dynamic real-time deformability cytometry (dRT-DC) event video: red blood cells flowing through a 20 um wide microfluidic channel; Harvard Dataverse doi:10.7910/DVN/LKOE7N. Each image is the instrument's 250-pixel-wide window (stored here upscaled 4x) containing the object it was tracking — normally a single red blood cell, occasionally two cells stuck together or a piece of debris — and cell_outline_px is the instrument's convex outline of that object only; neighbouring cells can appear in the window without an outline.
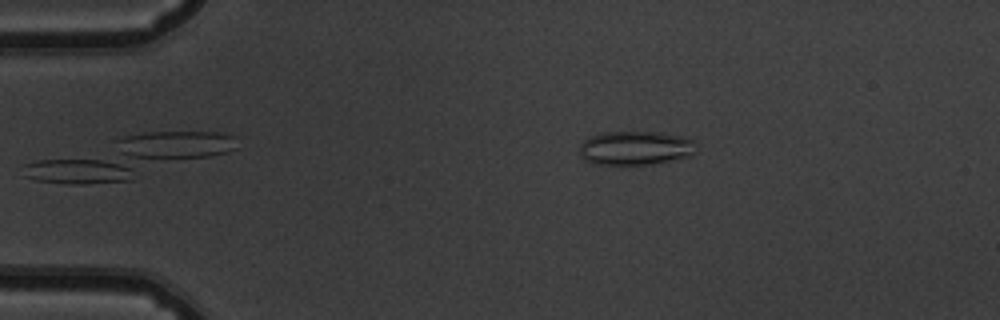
{"species": "common noctule bat (a hibernating species)", "species_latin": "Nyctalus noctula", "temperature_condition": "warm", "stored_images_in_passage": 44, "camera_frame_rate_fps": 3000, "um_per_image_px": 0.085, "animal": {"sex": "male", "body_mass_g": 19.5, "forearm_length_mm": 54.6}, "frame": {"image": 1, "passage_image": 1, "time_ms": 0.0, "image_size_px": [1000, 320], "cell_outline_px": [[696, 152], [692, 156], [652, 164], [592, 164], [584, 160], [580, 156], [580, 144], [588, 136], [604, 132], [660, 132], [680, 136], [692, 140]], "centroid_in_image_um": [53.97, 12.58], "position_along_channel_um": 31.0, "area_um2": 23.18}}
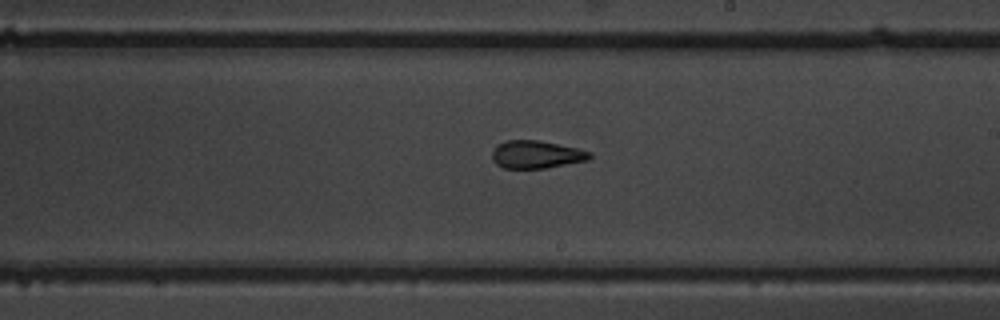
{"frame": {"image": 2, "passage_image": 22, "time_ms": 7.0, "image_size_px": [1000, 320], "cell_outline_px": [[592, 156], [588, 160], [544, 168], [504, 168], [496, 164], [492, 160], [492, 148], [496, 144], [504, 140], [540, 140], [576, 148], [592, 152]], "centroid_in_image_um": [45.54, 13.12], "position_along_channel_um": 243.5, "area_um2": 15.9}}
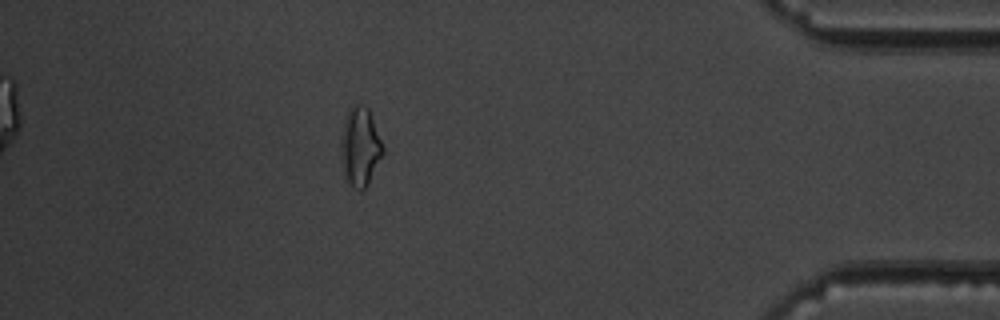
{"frame": {"image": 3, "passage_image": 38, "time_ms": 12.333, "image_size_px": [1000, 320], "cell_outline_px": [[384, 152], [368, 184], [360, 192], [344, 176], [340, 152], [340, 136], [344, 116], [348, 108], [356, 104], [364, 104], [368, 108], [384, 148]], "centroid_in_image_um": [30.58, 12.43], "position_along_channel_um": 404.6, "area_um2": 19.42}, "authors_computed_cell_mechanics": {"area_um2": 16.473, "velocity_mm_per_s": 3.814, "shape_relaxation_time_tau1_ms": null, "shape_relaxation_time_tau2_ms": 2.3848, "deformation_change_tau1": null, "deformation_change_tau2": 0.115}}